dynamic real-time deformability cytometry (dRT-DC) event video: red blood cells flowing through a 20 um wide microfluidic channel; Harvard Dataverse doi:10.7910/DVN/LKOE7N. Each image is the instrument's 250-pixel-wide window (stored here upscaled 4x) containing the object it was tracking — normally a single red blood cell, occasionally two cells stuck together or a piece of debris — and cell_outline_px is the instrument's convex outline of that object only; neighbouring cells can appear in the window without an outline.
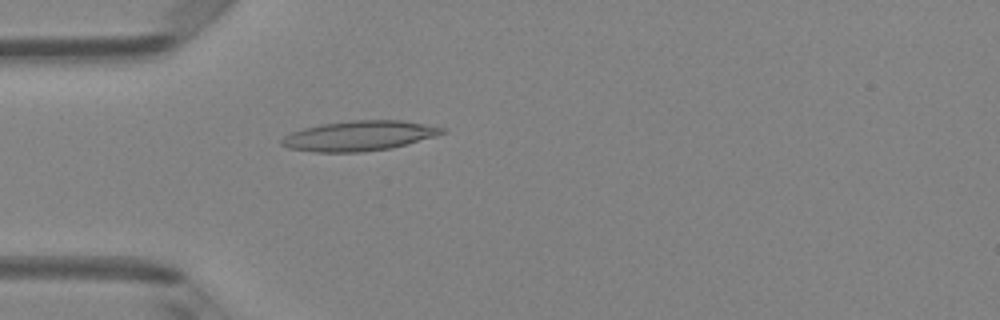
{"species": "Egyptian fruit bat (a non-hibernating species)", "species_latin": "Rousettus aegyptiacus", "temperature_condition": "room temperature", "stored_images_in_passage": 4, "camera_frame_rate_fps": 3000, "um_per_image_px": 0.085, "animal": {"sex": "female"}, "frame": {"image": 1, "passage_image": 4, "time_ms": 1.0, "image_size_px": [1000, 320], "cell_outline_px": [[444, 132], [436, 136], [392, 148], [364, 152], [316, 152], [288, 148], [280, 144], [280, 140], [284, 136], [292, 132], [304, 128], [320, 124], [352, 120], [400, 120], [444, 128]], "centroid_in_image_um": [30.48, 11.55], "position_along_channel_um": 54.5, "area_um2": 27.92}}